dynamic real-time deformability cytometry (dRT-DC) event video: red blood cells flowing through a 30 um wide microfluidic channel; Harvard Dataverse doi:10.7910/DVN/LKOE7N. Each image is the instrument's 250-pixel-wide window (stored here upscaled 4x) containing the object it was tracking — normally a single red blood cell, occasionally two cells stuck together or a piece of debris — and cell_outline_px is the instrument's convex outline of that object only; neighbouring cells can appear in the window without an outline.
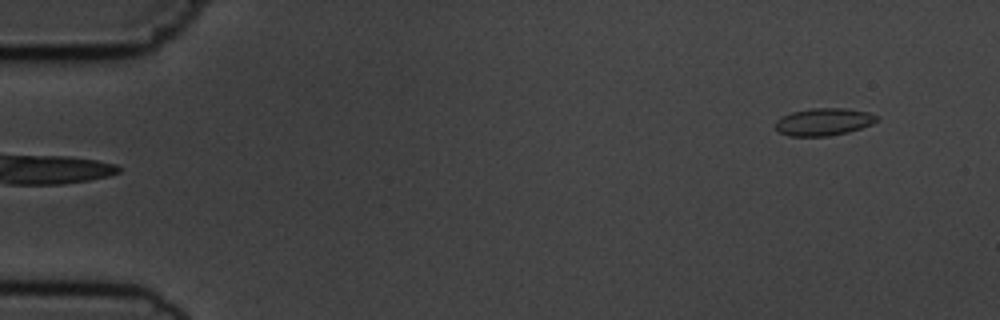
{"species": "common noctule bat (a hibernating species)", "species_latin": "Nyctalus noctula", "temperature_condition": "cold", "stored_images_in_passage": 4, "camera_frame_rate_fps": 3000, "um_per_image_px": 0.085, "animal": {"sex": "male", "body_mass_g": 19.5, "forearm_length_mm": 54.6}, "frame": {"image": 1, "passage_image": 4, "time_ms": 4.333, "image_size_px": [1000, 320], "cell_outline_px": [[880, 120], [872, 124], [848, 132], [828, 136], [788, 136], [780, 132], [776, 128], [776, 120], [792, 112], [812, 108], [844, 108], [868, 112], [880, 116]], "centroid_in_image_um": [70.06, 10.35], "position_along_channel_um": 14.9, "area_um2": 16.18}}